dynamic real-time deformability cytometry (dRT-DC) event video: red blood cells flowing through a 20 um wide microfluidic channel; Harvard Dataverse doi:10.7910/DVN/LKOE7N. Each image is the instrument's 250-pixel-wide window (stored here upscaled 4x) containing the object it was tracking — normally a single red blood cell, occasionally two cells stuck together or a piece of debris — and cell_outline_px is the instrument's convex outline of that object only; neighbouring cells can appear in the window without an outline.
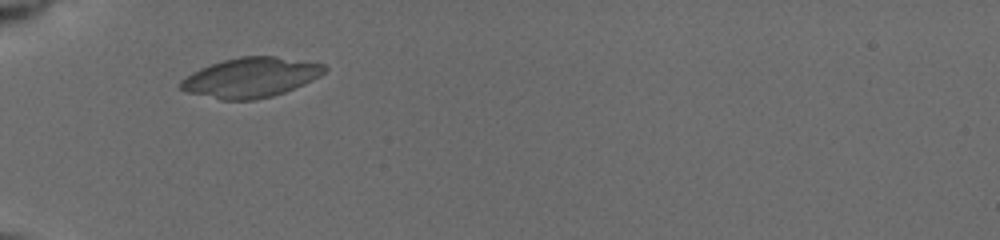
{"species": "common noctule bat (a hibernating species)", "species_latin": "Nyctalus noctula", "temperature_condition": "cold", "stored_images_in_passage": 42, "camera_frame_rate_fps": 3000, "um_per_image_px": 0.085, "animal": {"sex": "female", "body_mass_g": 19.5, "forearm_length_mm": 54.1}, "frame": {"image": 1, "passage_image": 7, "time_ms": 1.667, "image_size_px": [1000, 240], "cell_outline_px": [[328, 68], [320, 76], [304, 84], [284, 92], [272, 96], [256, 100], [220, 100], [184, 92], [180, 88], [180, 80], [192, 72], [200, 68], [224, 60], [240, 56], [276, 56], [324, 64]], "centroid_in_image_um": [21.29, 6.6], "position_along_channel_um": 63.7, "area_um2": 33.47}}
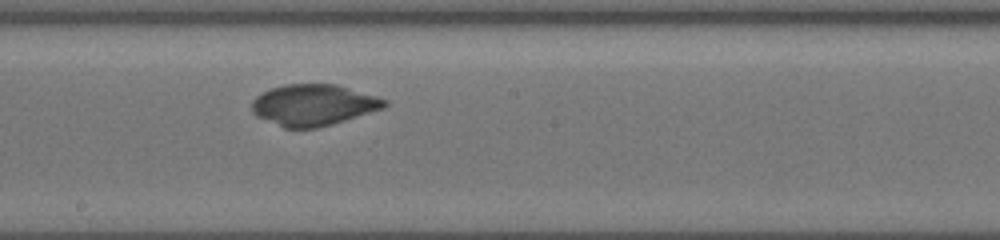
{"frame": {"image": 2, "passage_image": 23, "time_ms": 6.0, "image_size_px": [1000, 240], "cell_outline_px": [[388, 104], [384, 108], [332, 124], [316, 128], [284, 128], [256, 116], [252, 112], [252, 100], [256, 96], [272, 88], [284, 84], [336, 84], [376, 96], [388, 100]], "centroid_in_image_um": [26.64, 8.92], "position_along_channel_um": 221.6, "area_um2": 31.79}}
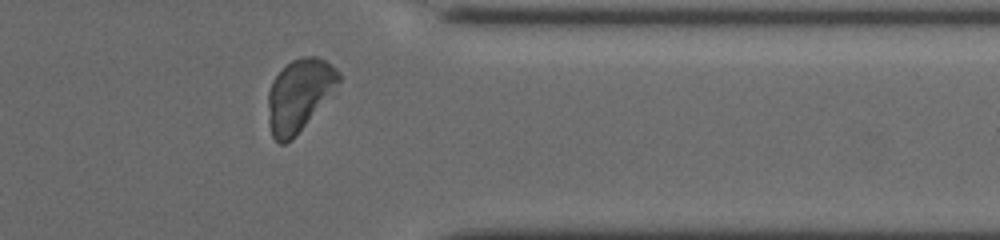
{"frame": {"image": 3, "passage_image": 38, "time_ms": 10.333, "image_size_px": [1000, 240], "cell_outline_px": [[344, 76], [336, 92], [292, 140], [284, 144], [280, 144], [272, 136], [268, 124], [268, 92], [272, 80], [292, 60], [300, 56], [316, 56], [332, 64]], "centroid_in_image_um": [25.49, 8.09], "position_along_channel_um": 385.9, "area_um2": 30.52}}